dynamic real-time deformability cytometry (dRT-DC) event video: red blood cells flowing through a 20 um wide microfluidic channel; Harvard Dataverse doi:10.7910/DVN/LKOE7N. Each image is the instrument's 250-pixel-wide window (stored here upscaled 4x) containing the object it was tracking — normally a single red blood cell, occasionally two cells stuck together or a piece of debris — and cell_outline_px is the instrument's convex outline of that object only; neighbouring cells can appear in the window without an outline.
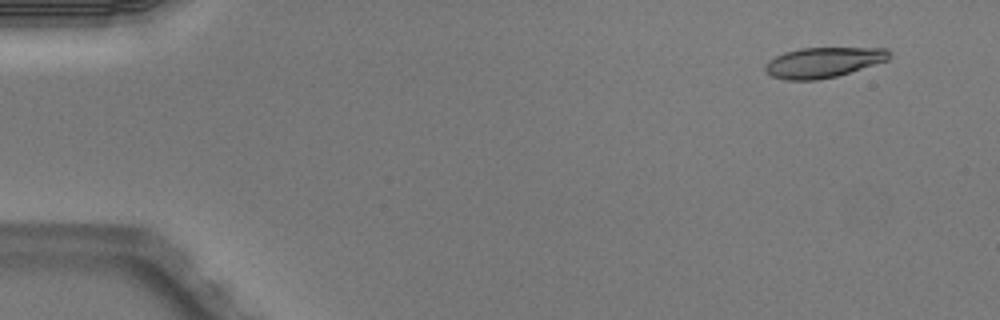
{"species": "Egyptian fruit bat (a non-hibernating species)", "species_latin": "Rousettus aegyptiacus", "temperature_condition": "warm", "stored_images_in_passage": 4, "camera_frame_rate_fps": 3000, "um_per_image_px": 0.085, "animal": {"sex": "male"}, "frame": {"image": 1, "passage_image": 1, "time_ms": 0.0, "image_size_px": [1000, 320], "cell_outline_px": [[892, 56], [888, 60], [836, 76], [816, 80], [788, 80], [772, 76], [764, 68], [764, 64], [768, 60], [784, 52], [800, 48], [888, 48], [892, 52]], "centroid_in_image_um": [69.99, 5.29], "position_along_channel_um": 15.0, "area_um2": 21.85}}
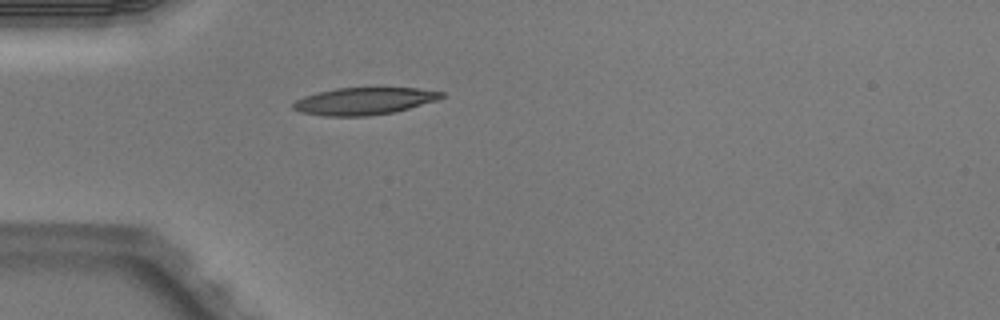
{"frame": {"image": 2, "passage_image": 4, "time_ms": 1.0, "image_size_px": [1000, 320], "cell_outline_px": [[444, 96], [440, 100], [392, 112], [368, 116], [324, 116], [300, 112], [292, 108], [292, 104], [296, 100], [304, 96], [316, 92], [336, 88], [416, 88], [444, 92]], "centroid_in_image_um": [30.94, 8.59], "position_along_channel_um": 54.1, "area_um2": 23.52}}